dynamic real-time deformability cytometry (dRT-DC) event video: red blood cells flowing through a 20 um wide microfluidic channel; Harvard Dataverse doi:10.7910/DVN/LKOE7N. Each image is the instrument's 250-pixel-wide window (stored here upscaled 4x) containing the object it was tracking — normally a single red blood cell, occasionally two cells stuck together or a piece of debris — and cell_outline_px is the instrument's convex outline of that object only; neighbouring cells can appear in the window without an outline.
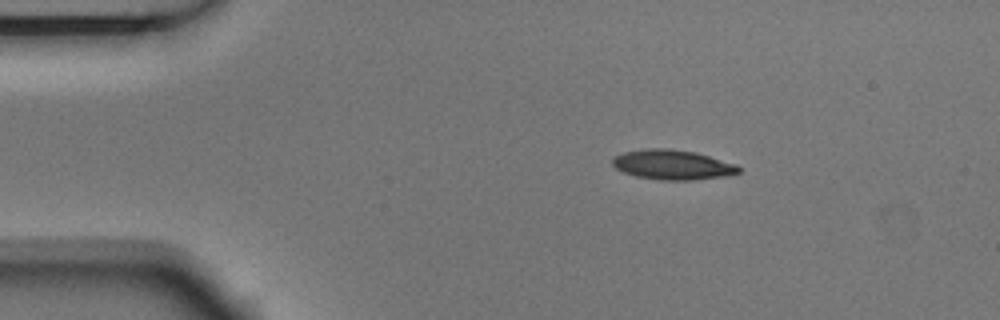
{"species": "Egyptian fruit bat (a non-hibernating species)", "species_latin": "Rousettus aegyptiacus", "temperature_condition": "room temperature", "stored_images_in_passage": 5, "camera_frame_rate_fps": 3000, "um_per_image_px": 0.085, "animal": {"sex": "male"}, "frame": {"image": 1, "passage_image": 2, "time_ms": 0.333, "image_size_px": [1000, 320], "cell_outline_px": [[740, 172], [724, 176], [692, 180], [660, 180], [636, 176], [624, 172], [616, 168], [612, 164], [612, 156], [624, 152], [644, 148], [668, 148], [696, 152], [736, 164], [740, 168]], "centroid_in_image_um": [57.14, 13.99], "position_along_channel_um": 27.9, "area_um2": 21.96}}
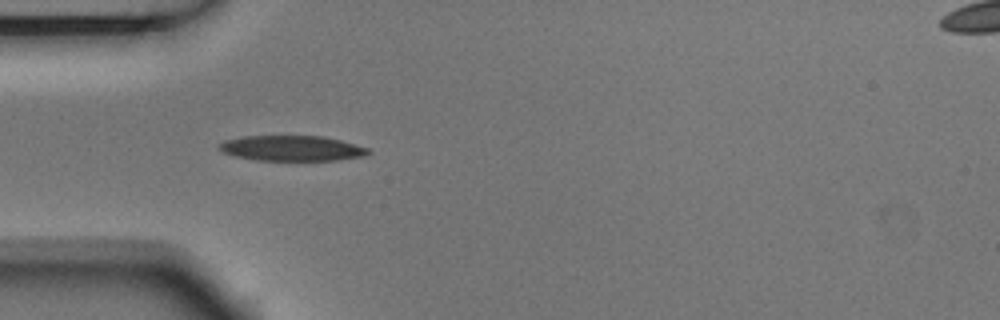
{"frame": {"image": 2, "passage_image": 4, "time_ms": 1.0, "image_size_px": [1000, 320], "cell_outline_px": [[372, 152], [364, 156], [336, 160], [256, 160], [236, 156], [224, 152], [216, 148], [216, 144], [224, 140], [244, 136], [324, 136], [340, 140], [368, 148]], "centroid_in_image_um": [24.77, 12.6], "position_along_channel_um": 60.2, "area_um2": 22.02}}
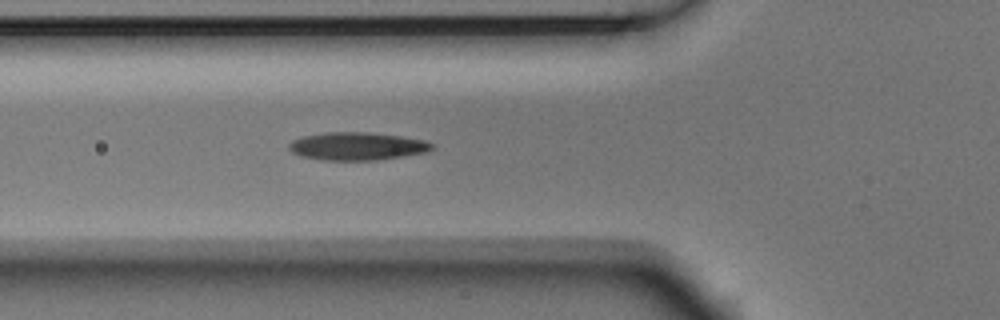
{"frame": {"image": 3, "passage_image": 5, "time_ms": 1.333, "image_size_px": [1000, 320], "cell_outline_px": [[436, 148], [428, 152], [380, 160], [320, 160], [300, 156], [292, 152], [288, 148], [288, 144], [292, 140], [304, 136], [324, 132], [368, 132], [400, 136], [424, 140], [436, 144]], "centroid_in_image_um": [30.39, 12.43], "position_along_channel_um": 95.4, "area_um2": 23.58}}